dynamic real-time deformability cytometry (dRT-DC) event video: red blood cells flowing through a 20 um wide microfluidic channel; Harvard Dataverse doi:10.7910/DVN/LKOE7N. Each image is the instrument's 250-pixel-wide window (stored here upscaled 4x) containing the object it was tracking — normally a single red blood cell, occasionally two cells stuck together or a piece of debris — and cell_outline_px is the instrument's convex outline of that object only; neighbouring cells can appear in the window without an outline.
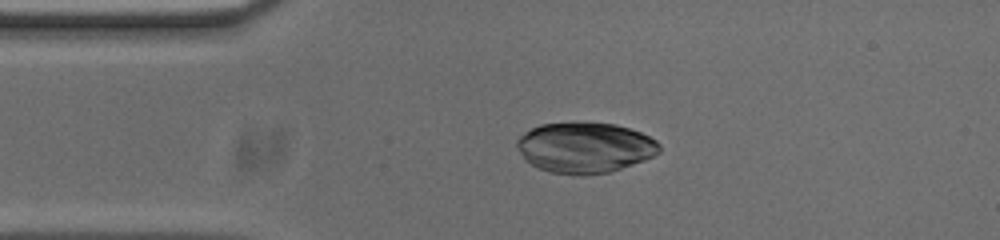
{"species": "common noctule bat (a hibernating species)", "species_latin": "Nyctalus noctula", "temperature_condition": "cold", "stored_images_in_passage": 48, "camera_frame_rate_fps": 3000, "um_per_image_px": 0.085, "animal": {"sex": "male", "body_mass_g": 20.0, "forearm_length_mm": 53.3}, "frame": {"image": 1, "passage_image": 11, "time_ms": 3.333, "image_size_px": [1000, 240], "cell_outline_px": [[656, 144], [636, 160], [624, 164], [620, 164], [524, 136], [528, 132], [536, 128], [548, 124], [608, 124], [624, 128], [636, 132], [652, 140]], "centroid_in_image_um": [50.64, 11.95], "position_along_channel_um": 34.4, "area_um2": 23.06}}
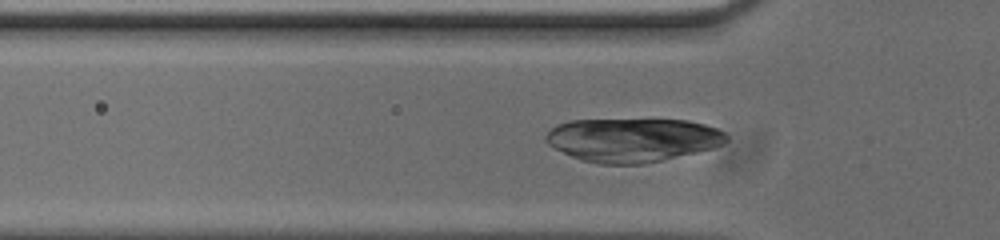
{"frame": {"image": 2, "passage_image": 16, "time_ms": 5.0, "image_size_px": [1000, 240], "cell_outline_px": [[716, 132], [688, 148], [680, 152], [672, 152], [556, 128], [564, 124], [584, 120], [676, 120], [696, 124], [712, 128]], "centroid_in_image_um": [54.82, 11.26], "position_along_channel_um": 71.0, "area_um2": 22.48}}
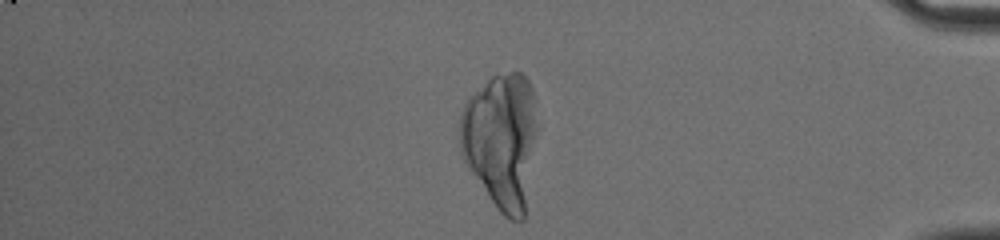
{"frame": {"image": 3, "passage_image": 45, "time_ms": 14.667, "image_size_px": [1000, 240], "cell_outline_px": [[520, 204], [496, 200], [492, 196], [480, 172], [504, 88], [508, 92], [520, 136]], "centroid_in_image_um": [42.8, 13.22], "position_along_channel_um": 392.4, "area_um2": 21.68}}